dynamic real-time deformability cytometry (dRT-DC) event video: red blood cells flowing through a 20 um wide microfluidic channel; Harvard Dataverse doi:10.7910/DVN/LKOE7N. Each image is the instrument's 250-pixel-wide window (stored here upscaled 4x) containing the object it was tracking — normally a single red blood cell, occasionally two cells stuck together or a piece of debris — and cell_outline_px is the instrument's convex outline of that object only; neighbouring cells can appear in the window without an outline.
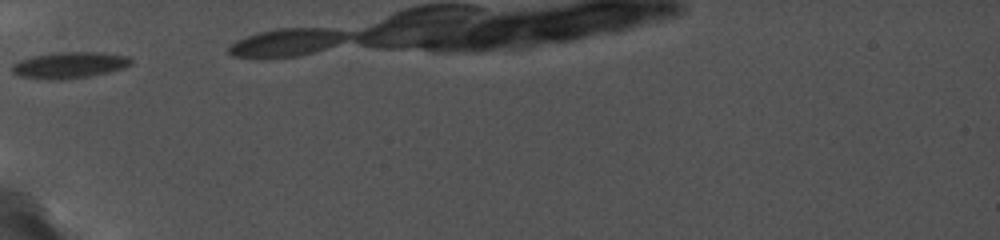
{"species": "common noctule bat (a hibernating species)", "species_latin": "Nyctalus noctula", "temperature_condition": "cold", "stored_images_in_passage": 3, "camera_frame_rate_fps": 5000, "um_per_image_px": 0.085, "animal": {"sex": "female", "body_mass_g": 19.0, "forearm_length_mm": 56.7}, "frame": {"image": 1, "passage_image": 1, "time_ms": 0.0, "image_size_px": [1000, 240], "cell_outline_px": [[132, 64], [124, 68], [88, 76], [20, 76], [12, 72], [12, 64], [20, 60], [52, 52], [100, 52], [128, 56], [132, 60]], "centroid_in_image_um": [5.99, 5.46], "position_along_channel_um": 79.0, "area_um2": 16.99}}